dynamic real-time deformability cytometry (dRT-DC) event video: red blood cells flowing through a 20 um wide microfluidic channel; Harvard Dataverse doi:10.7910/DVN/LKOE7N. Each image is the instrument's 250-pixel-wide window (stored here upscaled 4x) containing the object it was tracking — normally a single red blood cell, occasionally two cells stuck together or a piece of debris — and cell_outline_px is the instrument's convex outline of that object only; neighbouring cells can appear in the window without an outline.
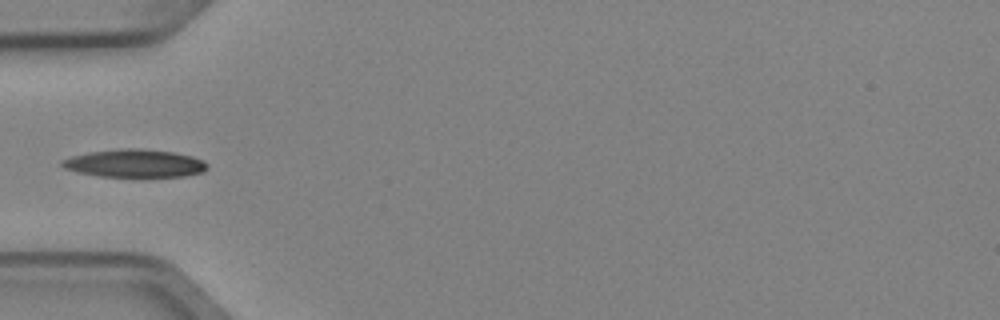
{"species": "Egyptian fruit bat (a non-hibernating species)", "species_latin": "Rousettus aegyptiacus", "temperature_condition": "cold", "stored_images_in_passage": 5, "camera_frame_rate_fps": 3000, "um_per_image_px": 0.085, "animal": {"sex": "female"}, "frame": {"image": 1, "passage_image": 5, "time_ms": 1.333, "image_size_px": [1000, 320], "cell_outline_px": [[208, 168], [204, 172], [184, 176], [100, 176], [80, 172], [64, 168], [60, 164], [60, 160], [72, 156], [88, 152], [124, 148], [140, 148], [172, 152], [192, 156], [204, 160], [208, 164]], "centroid_in_image_um": [11.47, 13.87], "position_along_channel_um": 73.5, "area_um2": 23.52}}